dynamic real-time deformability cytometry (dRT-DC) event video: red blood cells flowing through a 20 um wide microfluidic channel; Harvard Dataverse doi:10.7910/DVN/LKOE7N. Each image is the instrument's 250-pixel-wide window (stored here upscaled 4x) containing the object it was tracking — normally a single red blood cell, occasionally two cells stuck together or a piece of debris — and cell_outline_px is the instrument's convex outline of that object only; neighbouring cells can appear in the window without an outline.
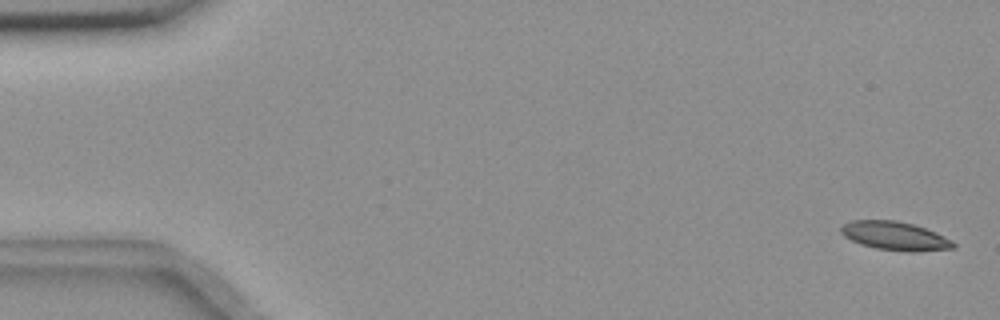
{"species": "common noctule bat (a hibernating species)", "species_latin": "Nyctalus noctula", "temperature_condition": "room temperature", "stored_images_in_passage": 57, "camera_frame_rate_fps": 3000, "um_per_image_px": 0.085, "animal": {"sex": "female", "body_mass_g": 18.4}, "frame": {"image": 1, "passage_image": 2, "time_ms": 0.333, "image_size_px": [1000, 320], "cell_outline_px": [[956, 248], [912, 252], [908, 252], [876, 248], [860, 244], [844, 236], [840, 232], [840, 228], [844, 224], [852, 220], [896, 220], [912, 224], [936, 232], [952, 240], [956, 244]], "centroid_in_image_um": [76.09, 20.06], "position_along_channel_um": 8.9, "area_um2": 18.73}}
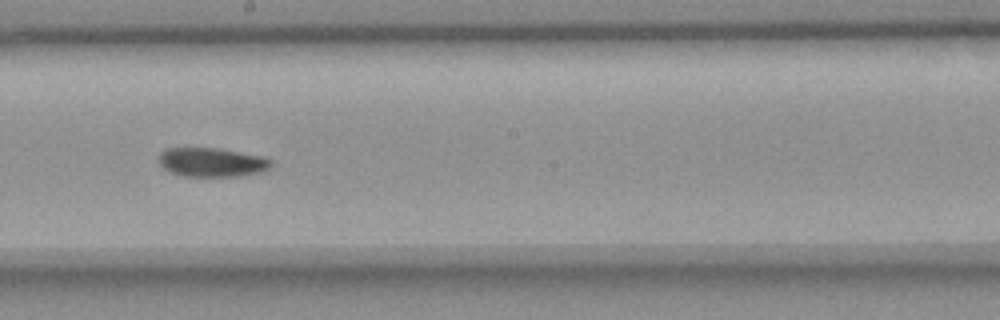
{"frame": {"image": 2, "passage_image": 32, "time_ms": 10.333, "image_size_px": [1000, 320], "cell_outline_px": [[272, 164], [264, 172], [244, 176], [180, 176], [164, 168], [156, 160], [160, 152], [164, 148], [220, 148], [268, 156], [272, 160]], "centroid_in_image_um": [18.05, 13.78], "position_along_channel_um": 230.1, "area_um2": 19.59}}
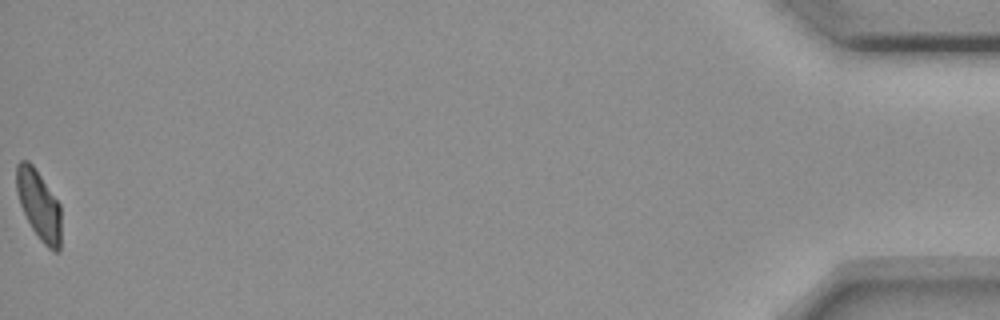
{"frame": {"image": 3, "passage_image": 57, "time_ms": 18.667, "image_size_px": [1000, 320], "cell_outline_px": [[60, 248], [56, 252], [52, 252], [40, 240], [32, 228], [20, 204], [16, 192], [16, 164], [20, 160], [28, 160], [32, 164], [60, 204]], "centroid_in_image_um": [3.29, 17.41], "position_along_channel_um": 431.9, "area_um2": 17.98}, "authors_computed_cell_mechanics": {"area_um2": 19.3052, "velocity_mm_per_s": 3.6132, "shape_relaxation_time_tau1_ms": 5.8912, "shape_relaxation_time_tau2_ms": 7.7482, "deformation_change_tau1": 0.1418, "deformation_change_tau2": 0.1216}}